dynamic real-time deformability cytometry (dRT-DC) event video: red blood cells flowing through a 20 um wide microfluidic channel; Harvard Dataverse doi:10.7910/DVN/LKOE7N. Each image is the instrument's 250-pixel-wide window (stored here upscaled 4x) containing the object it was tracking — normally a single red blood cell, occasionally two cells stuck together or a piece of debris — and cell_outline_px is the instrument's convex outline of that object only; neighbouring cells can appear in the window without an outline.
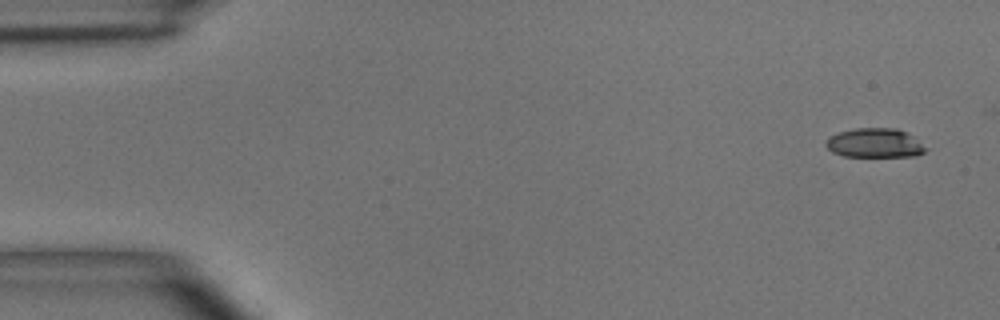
{"species": "common noctule bat (a hibernating species)", "species_latin": "Nyctalus noctula", "temperature_condition": "room temperature", "stored_images_in_passage": 5, "segment_of_instrument_passage": [1, 2], "camera_frame_rate_fps": 3000, "um_per_image_px": 0.085, "animal": {"sex": "male", "body_mass_g": 15.6}, "frame": {"image": 1, "passage_image": 1, "time_ms": 0.0, "image_size_px": [1000, 320], "cell_outline_px": [[928, 148], [924, 152], [916, 156], [844, 156], [832, 152], [824, 144], [832, 136], [840, 132], [856, 128], [896, 128], [912, 136]], "centroid_in_image_um": [74.37, 12.16], "position_along_channel_um": 10.6, "area_um2": 16.76}}